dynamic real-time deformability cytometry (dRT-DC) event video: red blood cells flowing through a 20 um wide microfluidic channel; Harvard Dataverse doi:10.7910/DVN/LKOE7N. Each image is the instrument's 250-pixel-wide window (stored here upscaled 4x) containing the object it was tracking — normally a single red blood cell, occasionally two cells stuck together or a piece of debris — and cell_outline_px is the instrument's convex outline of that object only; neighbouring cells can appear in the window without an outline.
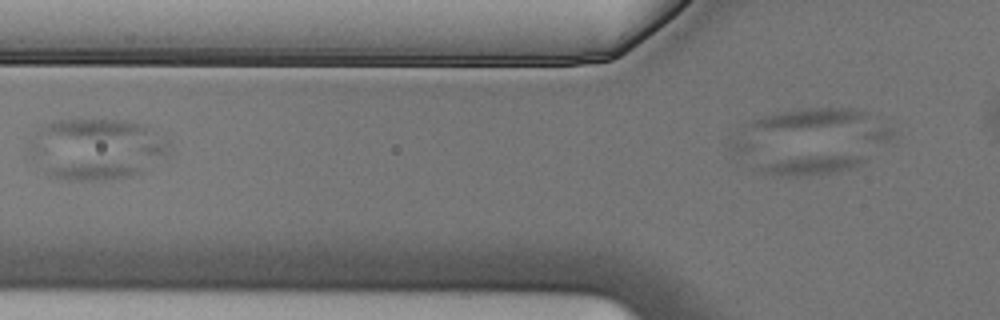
{"species": "Egyptian fruit bat (a non-hibernating species)", "species_latin": "Rousettus aegyptiacus", "temperature_condition": "cold", "stored_images_in_passage": 3, "camera_frame_rate_fps": 3000, "um_per_image_px": 0.085, "animal": {"sex": "male"}, "frame": {"image": 1, "passage_image": 3, "time_ms": 0.667, "image_size_px": [1000, 320], "cell_outline_px": [[868, 160], [852, 168], [832, 172], [796, 176], [784, 176], [764, 172], [752, 168], [764, 164], [780, 160], [808, 156], [860, 152], [864, 152]], "centroid_in_image_um": [69.17, 13.97], "position_along_channel_um": 56.6, "area_um2": 12.08}}